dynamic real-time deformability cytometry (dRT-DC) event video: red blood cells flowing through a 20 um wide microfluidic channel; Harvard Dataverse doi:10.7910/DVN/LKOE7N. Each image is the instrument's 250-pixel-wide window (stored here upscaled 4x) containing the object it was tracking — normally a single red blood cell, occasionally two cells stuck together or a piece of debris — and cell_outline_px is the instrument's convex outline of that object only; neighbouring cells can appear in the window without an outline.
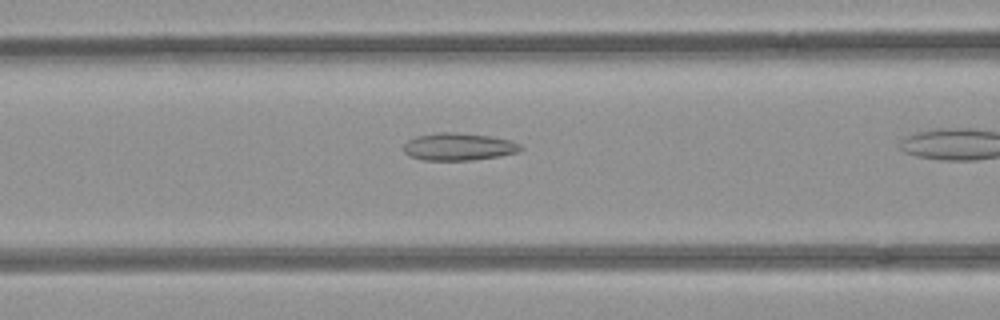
{"species": "common noctule bat (a hibernating species)", "species_latin": "Nyctalus noctula", "temperature_condition": "room temperature", "stored_images_in_passage": 10, "camera_frame_rate_fps": 3000, "um_per_image_px": 0.085, "animal": {"sex": "female", "body_mass_g": 21.9}, "frame": {"image": 1, "passage_image": 9, "time_ms": 2.667, "image_size_px": [1000, 320], "cell_outline_px": [[524, 148], [516, 152], [500, 156], [472, 160], [424, 160], [408, 156], [404, 152], [404, 144], [408, 140], [416, 136], [440, 132], [452, 132], [492, 136], [508, 140], [520, 144]], "centroid_in_image_um": [38.96, 12.47], "position_along_channel_um": 127.6, "area_um2": 18.67}}